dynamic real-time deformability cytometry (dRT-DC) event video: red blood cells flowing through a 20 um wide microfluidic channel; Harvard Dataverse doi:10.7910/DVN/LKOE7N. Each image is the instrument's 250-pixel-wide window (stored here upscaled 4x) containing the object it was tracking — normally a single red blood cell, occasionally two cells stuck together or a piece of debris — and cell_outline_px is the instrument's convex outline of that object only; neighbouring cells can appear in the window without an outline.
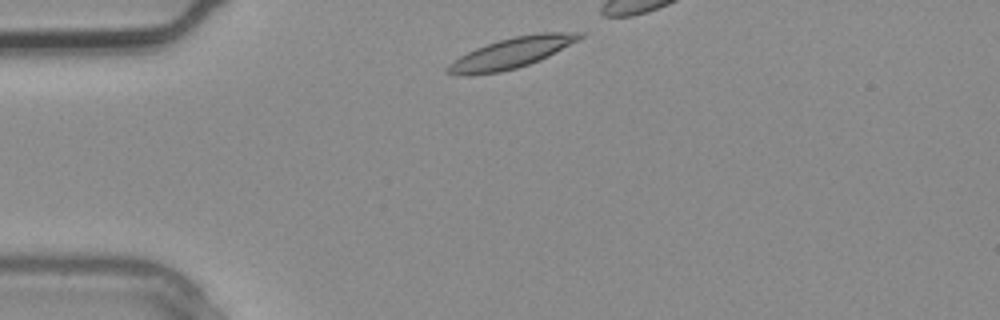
{"species": "common noctule bat (a hibernating species)", "species_latin": "Nyctalus noctula", "temperature_condition": "warm", "stored_images_in_passage": 2, "camera_frame_rate_fps": 3000, "um_per_image_px": 0.085, "animal": {"sex": "male", "body_mass_g": 20.4}, "frame": {"image": 1, "passage_image": 1, "time_ms": 0.0, "image_size_px": [1000, 320], "cell_outline_px": [[584, 36], [580, 40], [540, 60], [516, 68], [500, 72], [468, 76], [456, 76], [444, 72], [444, 68], [452, 60], [476, 48], [500, 40], [516, 36], [540, 32], [584, 32]], "centroid_in_image_um": [43.44, 4.52], "position_along_channel_um": 41.6, "area_um2": 23.7}}